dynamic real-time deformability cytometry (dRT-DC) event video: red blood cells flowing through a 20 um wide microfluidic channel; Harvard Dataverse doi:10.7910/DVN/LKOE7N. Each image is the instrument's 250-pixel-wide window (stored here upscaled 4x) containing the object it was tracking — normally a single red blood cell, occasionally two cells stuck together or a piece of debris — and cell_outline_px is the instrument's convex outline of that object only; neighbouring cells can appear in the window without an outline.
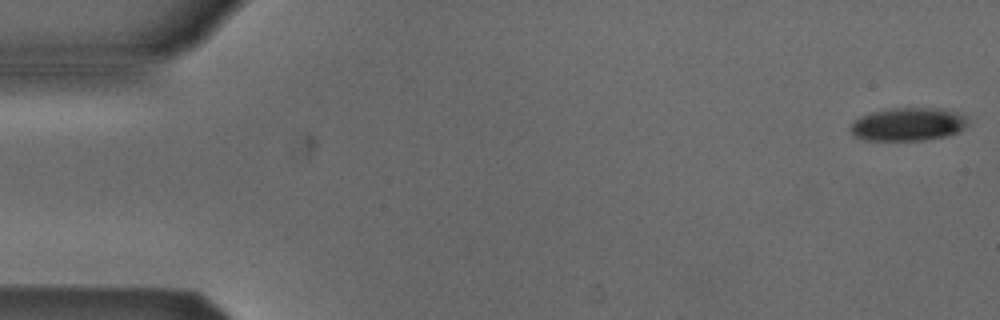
{"species": "Egyptian fruit bat (a non-hibernating species)", "species_latin": "Rousettus aegyptiacus", "temperature_condition": "cold", "stored_images_in_passage": 5, "camera_frame_rate_fps": 3000, "um_per_image_px": 0.085, "animal": {"sex": "male"}, "frame": {"image": 1, "passage_image": 1, "time_ms": 0.0, "image_size_px": [1000, 320], "cell_outline_px": [[968, 124], [964, 128], [948, 136], [924, 140], [864, 140], [856, 136], [848, 128], [860, 116], [872, 112], [892, 108], [940, 108], [956, 112], [968, 116]], "centroid_in_image_um": [77.22, 10.56], "position_along_channel_um": 7.8, "area_um2": 22.72}}
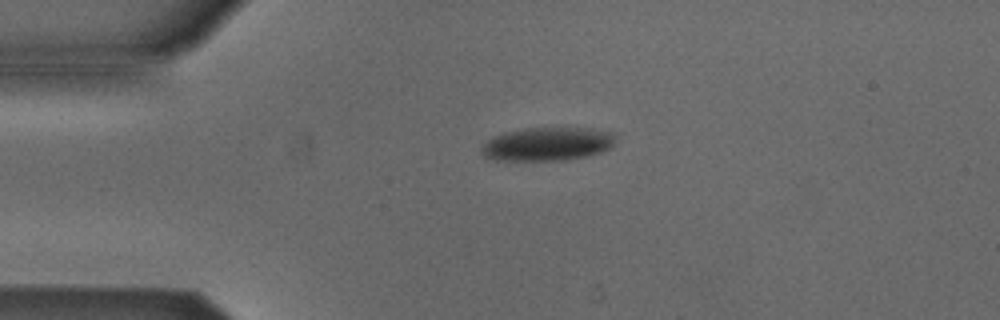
{"frame": {"image": 2, "passage_image": 4, "time_ms": 3.667, "image_size_px": [1000, 320], "cell_outline_px": [[616, 140], [608, 148], [600, 152], [584, 156], [564, 160], [496, 160], [484, 156], [480, 152], [480, 148], [492, 136], [504, 132], [524, 128], [556, 124], [592, 128], [616, 132]], "centroid_in_image_um": [46.56, 12.17], "position_along_channel_um": 38.4, "area_um2": 27.22}}